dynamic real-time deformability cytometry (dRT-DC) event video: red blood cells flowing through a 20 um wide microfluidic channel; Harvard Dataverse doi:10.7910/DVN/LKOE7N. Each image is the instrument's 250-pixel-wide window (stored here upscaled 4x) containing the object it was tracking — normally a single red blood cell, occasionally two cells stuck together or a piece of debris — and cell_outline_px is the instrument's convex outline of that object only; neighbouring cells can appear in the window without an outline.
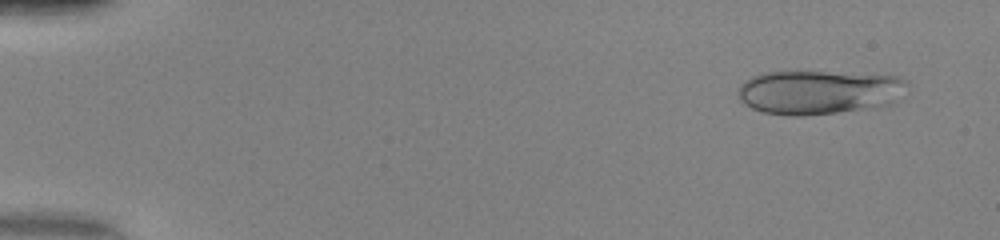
{"species": "human", "species_latin": "Homo sapiens", "temperature_condition": "warm", "stored_images_in_passage": 49, "camera_frame_rate_fps": 3000, "um_per_image_px": 0.085, "donor": {"sex": "female"}, "frame": {"image": 1, "passage_image": 4, "time_ms": 1.0, "image_size_px": [1000, 240], "cell_outline_px": [[908, 84], [892, 104], [876, 108], [800, 116], [796, 116], [764, 112], [752, 108], [744, 104], [740, 100], [736, 92], [740, 84], [744, 80], [752, 76], [764, 72], [828, 72], [896, 76], [908, 80]], "centroid_in_image_um": [69.58, 7.84], "position_along_channel_um": 15.4, "area_um2": 43.47}}
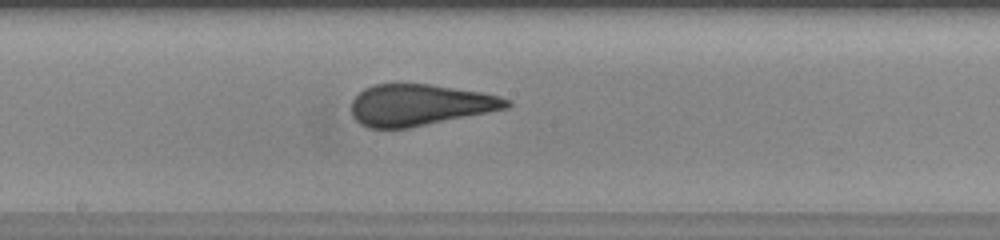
{"frame": {"image": 2, "passage_image": 28, "time_ms": 9.0, "image_size_px": [1000, 240], "cell_outline_px": [[512, 104], [508, 108], [408, 128], [368, 128], [360, 124], [352, 116], [352, 100], [364, 88], [372, 84], [428, 84], [480, 92], [500, 96], [512, 100]], "centroid_in_image_um": [35.67, 8.92], "position_along_channel_um": 212.5, "area_um2": 37.28}}
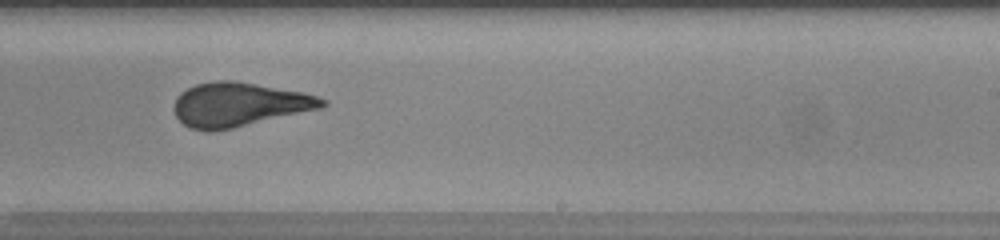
{"frame": {"image": 3, "passage_image": 32, "time_ms": 10.333, "image_size_px": [1000, 240], "cell_outline_px": [[328, 104], [324, 108], [232, 128], [212, 132], [208, 132], [188, 128], [176, 116], [172, 108], [176, 96], [180, 92], [196, 84], [216, 80], [232, 80], [304, 92], [328, 100]], "centroid_in_image_um": [20.32, 8.89], "position_along_channel_um": 268.7, "area_um2": 38.38}}